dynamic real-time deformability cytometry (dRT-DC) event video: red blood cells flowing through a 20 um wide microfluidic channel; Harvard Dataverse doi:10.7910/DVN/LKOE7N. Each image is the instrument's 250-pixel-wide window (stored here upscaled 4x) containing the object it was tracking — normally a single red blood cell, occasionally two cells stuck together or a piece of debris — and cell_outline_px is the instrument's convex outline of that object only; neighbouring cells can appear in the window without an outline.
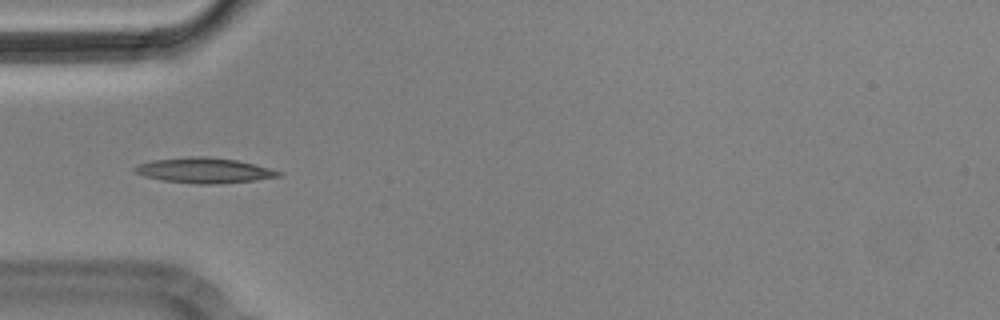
{"species": "Egyptian fruit bat (a non-hibernating species)", "species_latin": "Rousettus aegyptiacus", "temperature_condition": "cold", "stored_images_in_passage": 9, "camera_frame_rate_fps": 3000, "um_per_image_px": 0.085, "animal": {"sex": "male"}, "frame": {"image": 1, "passage_image": 1, "time_ms": 0.0, "image_size_px": [1000, 320], "cell_outline_px": [[284, 172], [280, 176], [256, 180], [216, 184], [196, 184], [164, 180], [144, 176], [136, 172], [132, 168], [136, 164], [152, 160], [188, 156], [208, 156], [236, 160]], "centroid_in_image_um": [17.33, 14.48], "position_along_channel_um": 67.7, "area_um2": 21.15}}
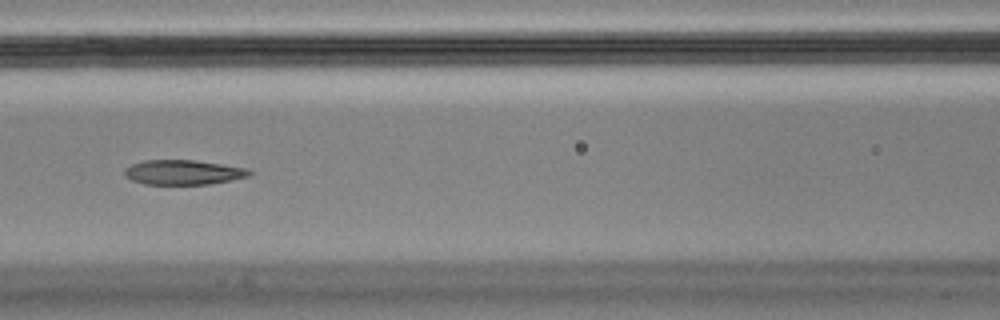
{"frame": {"image": 2, "passage_image": 3, "time_ms": 0.667, "image_size_px": [1000, 320], "cell_outline_px": [[256, 172], [248, 176], [232, 180], [208, 184], [144, 184], [132, 180], [124, 176], [124, 168], [132, 164], [144, 160], [196, 160], [248, 168]], "centroid_in_image_um": [15.6, 14.64], "position_along_channel_um": 151.0, "area_um2": 18.15}}
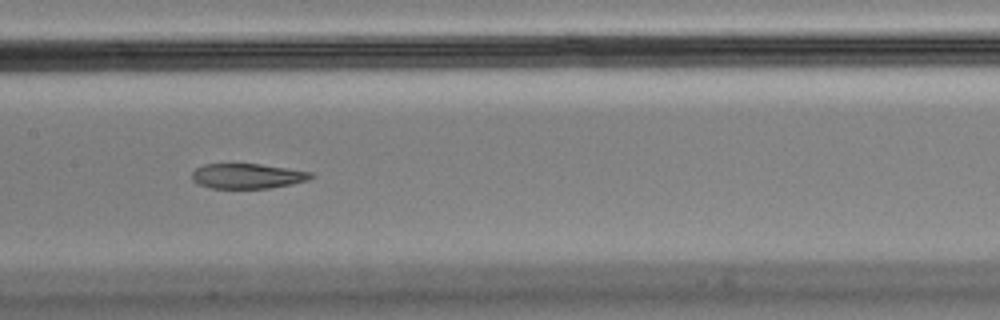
{"frame": {"image": 3, "passage_image": 4, "time_ms": 1.0, "image_size_px": [1000, 320], "cell_outline_px": [[316, 176], [308, 180], [292, 184], [268, 188], [212, 188], [200, 184], [192, 180], [192, 172], [196, 168], [204, 164], [260, 164], [312, 172]], "centroid_in_image_um": [21.05, 14.96], "position_along_channel_um": 186.3, "area_um2": 17.28}}